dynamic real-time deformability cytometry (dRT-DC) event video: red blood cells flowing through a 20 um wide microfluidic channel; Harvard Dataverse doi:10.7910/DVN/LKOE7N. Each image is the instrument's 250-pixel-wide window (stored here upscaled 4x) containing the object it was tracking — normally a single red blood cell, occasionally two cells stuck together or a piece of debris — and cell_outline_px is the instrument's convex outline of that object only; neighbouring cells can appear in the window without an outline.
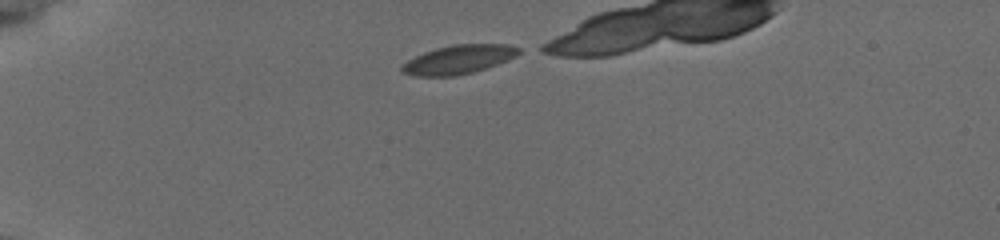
{"species": "common noctule bat (a hibernating species)", "species_latin": "Nyctalus noctula", "temperature_condition": "cold", "stored_images_in_passage": 17, "camera_frame_rate_fps": 3000, "um_per_image_px": 0.085, "animal": {"sex": "female", "body_mass_g": 19.5, "forearm_length_mm": 54.1}, "frame": {"image": 1, "passage_image": 1, "time_ms": 0.0, "image_size_px": [1000, 240], "cell_outline_px": [[524, 52], [508, 60], [472, 72], [456, 76], [416, 76], [404, 72], [400, 68], [408, 60], [424, 52], [436, 48], [452, 44], [508, 44], [520, 48]], "centroid_in_image_um": [39.03, 5.04], "position_along_channel_um": 46.0, "area_um2": 19.54}}
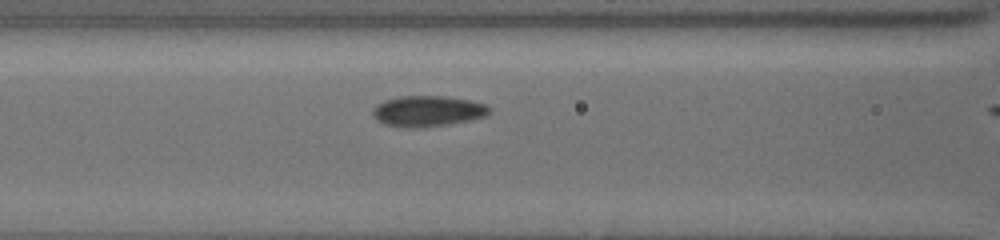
{"frame": {"image": 2, "passage_image": 11, "time_ms": 3.333, "image_size_px": [1000, 240], "cell_outline_px": [[492, 108], [484, 116], [468, 120], [448, 124], [416, 128], [384, 124], [372, 112], [376, 104], [384, 100], [400, 96], [444, 96], [468, 100], [484, 104]], "centroid_in_image_um": [36.35, 9.43], "position_along_channel_um": 130.3, "area_um2": 20.46}}
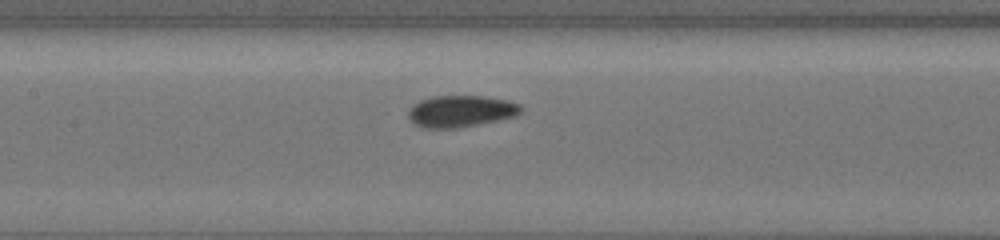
{"frame": {"image": 3, "passage_image": 15, "time_ms": 4.333, "image_size_px": [1000, 240], "cell_outline_px": [[524, 108], [516, 116], [456, 128], [424, 128], [416, 124], [408, 116], [408, 108], [412, 104], [420, 100], [432, 96], [484, 96], [508, 100], [520, 104]], "centroid_in_image_um": [39.16, 9.44], "position_along_channel_um": 168.2, "area_um2": 20.75}}